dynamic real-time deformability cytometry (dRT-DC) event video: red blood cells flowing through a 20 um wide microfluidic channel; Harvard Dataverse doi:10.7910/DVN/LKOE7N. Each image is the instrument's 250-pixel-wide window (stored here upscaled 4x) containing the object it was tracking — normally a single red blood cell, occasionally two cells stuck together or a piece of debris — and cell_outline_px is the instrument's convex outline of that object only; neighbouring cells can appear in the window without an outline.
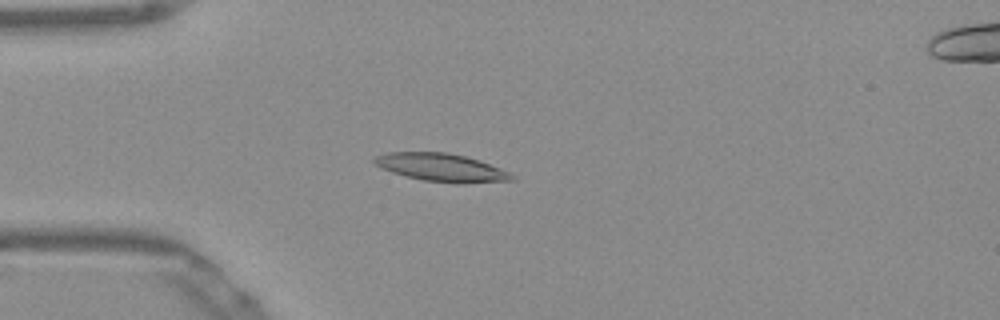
{"species": "Egyptian fruit bat (a non-hibernating species)", "species_latin": "Rousettus aegyptiacus", "temperature_condition": "warm", "stored_images_in_passage": 52, "camera_frame_rate_fps": 3000, "um_per_image_px": 0.085, "frame": {"image": 1, "passage_image": 14, "time_ms": 4.333, "image_size_px": [1000, 320], "cell_outline_px": [[516, 180], [456, 184], [424, 180], [404, 176], [392, 172], [376, 164], [372, 160], [376, 156], [388, 152], [448, 152], [480, 160], [508, 172], [516, 176]], "centroid_in_image_um": [37.55, 14.24], "position_along_channel_um": 47.5, "area_um2": 22.37}}
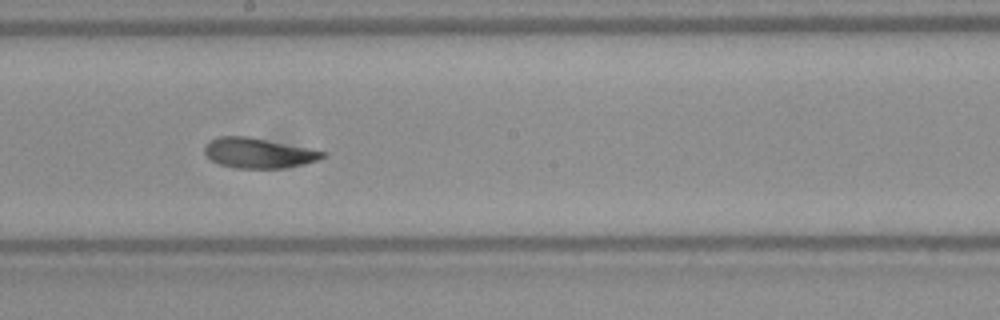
{"frame": {"image": 2, "passage_image": 29, "time_ms": 9.333, "image_size_px": [1000, 320], "cell_outline_px": [[328, 156], [320, 160], [304, 164], [284, 168], [236, 168], [220, 164], [212, 160], [204, 152], [204, 144], [208, 140], [220, 136], [248, 136], [328, 152]], "centroid_in_image_um": [21.99, 13.0], "position_along_channel_um": 226.2, "area_um2": 20.87}}
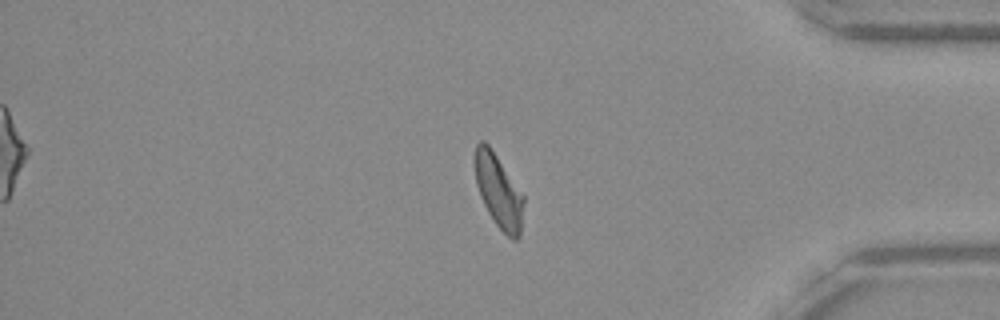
{"frame": {"image": 3, "passage_image": 44, "time_ms": 14.333, "image_size_px": [1000, 320], "cell_outline_px": [[524, 200], [520, 236], [516, 240], [512, 240], [496, 224], [488, 212], [480, 196], [476, 184], [476, 144], [480, 140], [484, 140], [488, 144], [524, 196]], "centroid_in_image_um": [42.39, 16.28], "position_along_channel_um": 392.8, "area_um2": 20.35}, "authors_computed_cell_mechanics": {"area_um2": 20.8947, "velocity_mm_per_s": 3.8575, "shape_relaxation_time_tau1_ms": 7.7305, "shape_relaxation_time_tau2_ms": 2.0031, "deformation_change_tau1": 0.2036, "deformation_change_tau2": 0.0914}}